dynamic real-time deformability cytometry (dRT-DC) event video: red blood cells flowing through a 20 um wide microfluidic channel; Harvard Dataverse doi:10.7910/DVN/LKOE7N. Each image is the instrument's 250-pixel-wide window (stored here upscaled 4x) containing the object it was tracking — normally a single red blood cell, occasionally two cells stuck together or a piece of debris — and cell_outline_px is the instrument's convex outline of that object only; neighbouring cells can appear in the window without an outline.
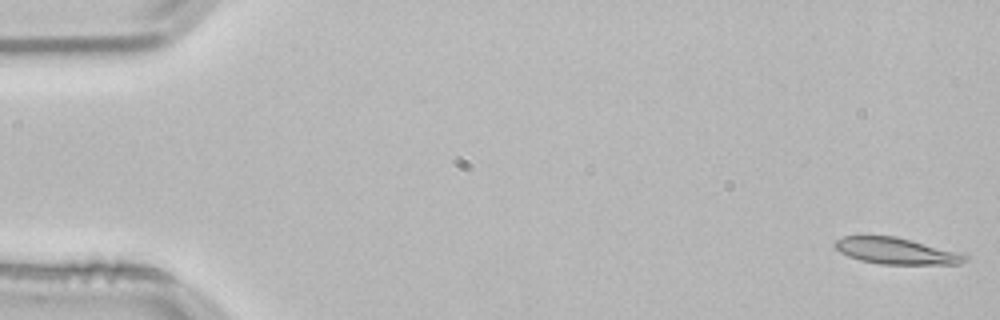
{"species": "common noctule bat (a hibernating species)", "species_latin": "Nyctalus noctula", "temperature_condition": "room temperature", "stored_images_in_passage": 53, "camera_frame_rate_fps": 3000, "um_per_image_px": 0.085, "animal": {"sex": "male", "body_mass_g": 21.5, "forearm_length_mm": 52.0}, "frame": {"image": 1, "passage_image": 1, "time_ms": 0.0, "image_size_px": [1000, 320], "cell_outline_px": [[968, 260], [960, 264], [880, 264], [860, 260], [848, 256], [840, 252], [832, 244], [836, 240], [844, 236], [896, 236], [964, 252], [968, 256]], "centroid_in_image_um": [76.25, 21.33], "position_along_channel_um": 8.8, "area_um2": 20.35}}
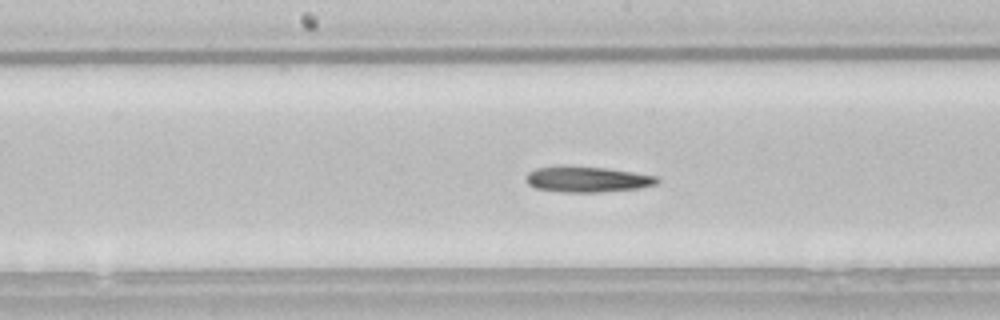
{"frame": {"image": 2, "passage_image": 27, "time_ms": 8.667, "image_size_px": [1000, 320], "cell_outline_px": [[660, 180], [656, 184], [640, 188], [600, 192], [564, 192], [536, 188], [528, 184], [524, 176], [528, 172], [536, 168], [604, 168], [660, 176]], "centroid_in_image_um": [49.98, 15.27], "position_along_channel_um": 198.2, "area_um2": 19.02}}
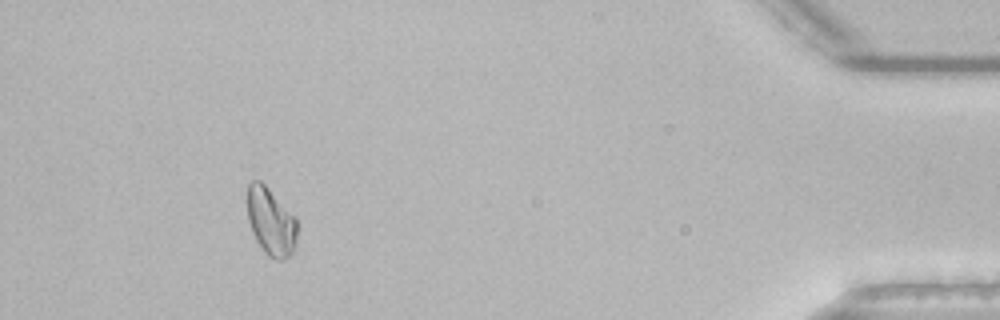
{"frame": {"image": 3, "passage_image": 49, "time_ms": 16.0, "image_size_px": [1000, 320], "cell_outline_px": [[296, 244], [292, 252], [284, 260], [276, 260], [268, 256], [264, 252], [256, 240], [252, 232], [248, 220], [248, 184], [252, 180], [260, 180], [296, 216]], "centroid_in_image_um": [23.03, 18.85], "position_along_channel_um": 412.2, "area_um2": 19.65}, "authors_computed_cell_mechanics": {"area_um2": 19.8254, "velocity_mm_per_s": 3.7908, "shape_relaxation_time_tau1_ms": 6.1214, "shape_relaxation_time_tau2_ms": null, "deformation_change_tau1": 0.1686, "deformation_change_tau2": null}}